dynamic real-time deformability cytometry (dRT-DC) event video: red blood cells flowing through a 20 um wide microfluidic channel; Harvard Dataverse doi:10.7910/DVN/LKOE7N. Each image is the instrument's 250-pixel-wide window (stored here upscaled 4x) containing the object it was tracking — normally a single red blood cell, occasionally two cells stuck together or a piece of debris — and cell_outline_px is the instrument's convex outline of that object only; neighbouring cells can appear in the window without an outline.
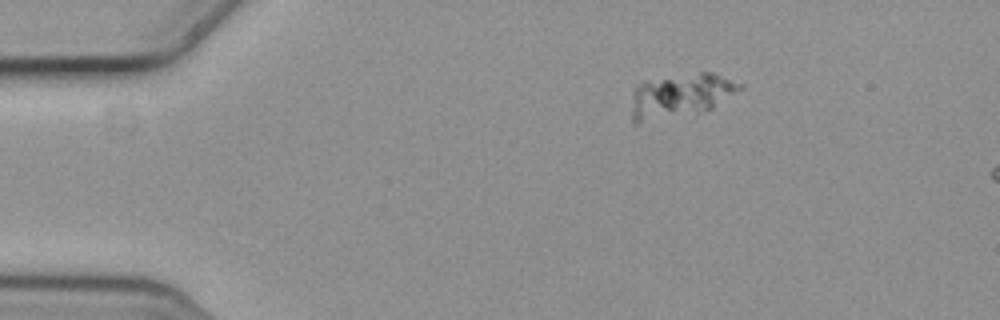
{"species": "common noctule bat (a hibernating species)", "species_latin": "Nyctalus noctula", "temperature_condition": "cold", "stored_images_in_passage": 3, "camera_frame_rate_fps": 3000, "um_per_image_px": 0.085, "animal": {"sex": "female", "body_mass_g": 19.3, "forearm_length_mm": 54.1}, "frame": {"image": 1, "passage_image": 1, "time_ms": 0.0, "image_size_px": [1000, 320], "cell_outline_px": [[744, 88], [712, 108], [696, 116], [636, 124], [632, 120], [632, 108], [636, 88], [644, 80], [700, 72], [712, 72], [744, 84]], "centroid_in_image_um": [57.88, 8.17], "position_along_channel_um": 27.1, "area_um2": 28.44}}